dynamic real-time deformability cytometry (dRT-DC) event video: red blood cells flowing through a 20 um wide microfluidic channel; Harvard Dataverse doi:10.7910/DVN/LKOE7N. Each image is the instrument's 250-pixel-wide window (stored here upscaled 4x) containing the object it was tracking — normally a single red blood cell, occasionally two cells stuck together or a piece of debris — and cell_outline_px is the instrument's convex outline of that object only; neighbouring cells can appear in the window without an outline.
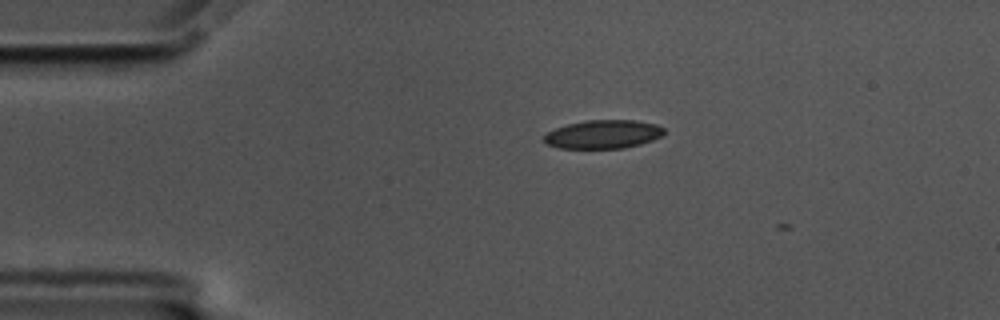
{"species": "common noctule bat (a hibernating species)", "species_latin": "Nyctalus noctula", "temperature_condition": "cold", "stored_images_in_passage": 2, "camera_frame_rate_fps": 3000, "um_per_image_px": 0.085, "animal": {"sex": "male", "body_mass_g": 17.5, "forearm_length_mm": 52.3}, "frame": {"image": 1, "passage_image": 1, "time_ms": 0.0, "image_size_px": [1000, 320], "cell_outline_px": [[664, 136], [640, 144], [624, 148], [560, 148], [548, 144], [544, 140], [544, 136], [548, 132], [556, 128], [568, 124], [588, 120], [636, 120], [656, 124], [664, 128]], "centroid_in_image_um": [51.32, 11.41], "position_along_channel_um": 33.7, "area_um2": 19.88}}